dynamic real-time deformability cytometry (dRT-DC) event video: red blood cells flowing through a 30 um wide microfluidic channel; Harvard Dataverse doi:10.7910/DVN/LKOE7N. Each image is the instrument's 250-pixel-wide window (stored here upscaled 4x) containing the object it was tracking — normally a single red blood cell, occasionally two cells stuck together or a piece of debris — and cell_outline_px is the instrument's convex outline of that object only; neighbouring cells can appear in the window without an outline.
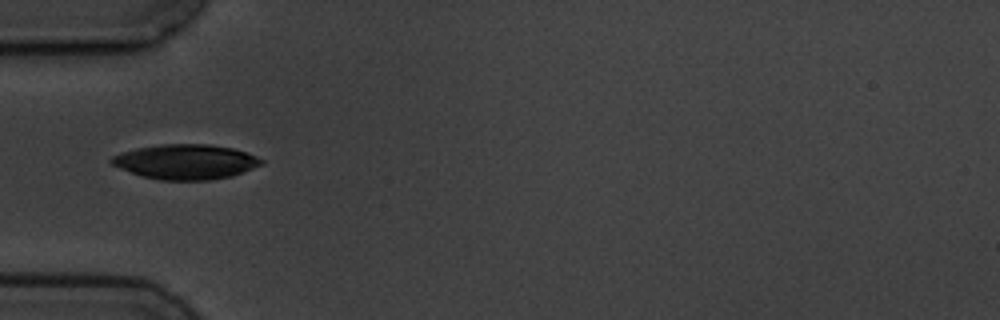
{"species": "common noctule bat (a hibernating species)", "species_latin": "Nyctalus noctula", "temperature_condition": "cold", "stored_images_in_passage": 1, "camera_frame_rate_fps": 3000, "um_per_image_px": 0.085, "animal": {"sex": "male", "body_mass_g": 19.5, "forearm_length_mm": 54.6}, "frame": {"image": 1, "passage_image": 1, "time_ms": 0.0, "image_size_px": [1000, 320], "cell_outline_px": [[264, 164], [232, 176], [212, 180], [160, 180], [144, 176], [120, 168], [112, 164], [108, 160], [112, 156], [120, 152], [136, 148], [160, 144], [208, 144], [232, 148], [256, 156], [264, 160]], "centroid_in_image_um": [15.78, 13.75], "position_along_channel_um": 69.2, "area_um2": 30.46}}